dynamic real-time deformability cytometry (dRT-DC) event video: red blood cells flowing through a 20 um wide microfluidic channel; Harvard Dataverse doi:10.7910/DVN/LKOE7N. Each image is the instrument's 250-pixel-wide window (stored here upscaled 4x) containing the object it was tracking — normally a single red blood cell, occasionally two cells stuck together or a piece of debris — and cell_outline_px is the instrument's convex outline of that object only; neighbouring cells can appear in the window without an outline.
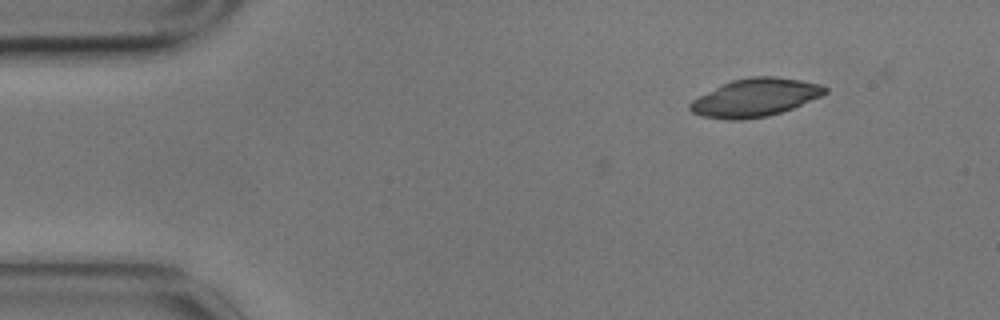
{"species": "common noctule bat (a hibernating species)", "species_latin": "Nyctalus noctula", "temperature_condition": "cold", "stored_images_in_passage": 3, "camera_frame_rate_fps": 3000, "um_per_image_px": 0.085, "animal": {"sex": "male", "body_mass_g": 17.9}, "frame": {"image": 1, "passage_image": 3, "time_ms": 0.667, "image_size_px": [1000, 320], "cell_outline_px": [[828, 92], [820, 96], [792, 108], [768, 116], [744, 120], [728, 120], [704, 116], [692, 112], [688, 108], [688, 104], [692, 100], [732, 80], [748, 76], [776, 76], [800, 80], [820, 84], [828, 88]], "centroid_in_image_um": [64.2, 8.29], "position_along_channel_um": 20.8, "area_um2": 29.65}}